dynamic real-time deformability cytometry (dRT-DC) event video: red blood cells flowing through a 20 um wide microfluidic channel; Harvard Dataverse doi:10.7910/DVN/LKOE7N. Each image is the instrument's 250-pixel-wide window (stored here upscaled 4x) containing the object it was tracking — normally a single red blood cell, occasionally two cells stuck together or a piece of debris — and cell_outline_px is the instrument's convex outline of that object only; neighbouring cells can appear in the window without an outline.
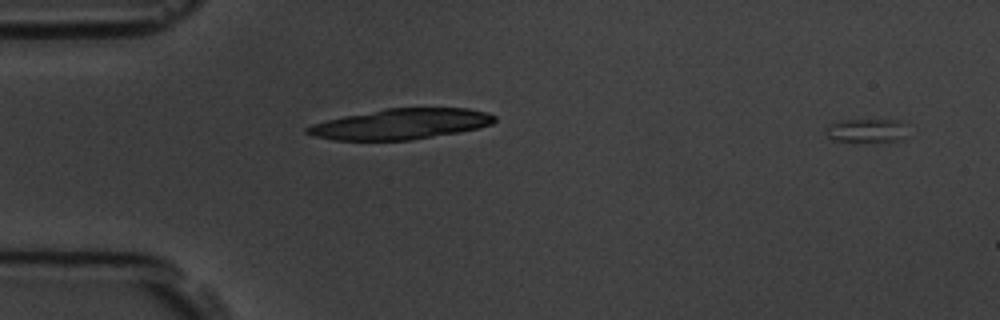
{"species": "common noctule bat (a hibernating species)", "species_latin": "Nyctalus noctula", "temperature_condition": "room temperature", "stored_images_in_passage": 3, "camera_frame_rate_fps": 3000, "um_per_image_px": 0.085, "animal": {"sex": "male", "body_mass_g": 19.5, "forearm_length_mm": 54.6}, "frame": {"image": 1, "passage_image": 1, "time_ms": 0.0, "image_size_px": [1000, 320], "cell_outline_px": [[908, 124], [904, 140], [832, 140], [824, 132], [824, 128], [840, 120], [900, 120]], "centroid_in_image_um": [73.7, 11.06], "position_along_channel_um": 11.3, "area_um2": 11.1}}